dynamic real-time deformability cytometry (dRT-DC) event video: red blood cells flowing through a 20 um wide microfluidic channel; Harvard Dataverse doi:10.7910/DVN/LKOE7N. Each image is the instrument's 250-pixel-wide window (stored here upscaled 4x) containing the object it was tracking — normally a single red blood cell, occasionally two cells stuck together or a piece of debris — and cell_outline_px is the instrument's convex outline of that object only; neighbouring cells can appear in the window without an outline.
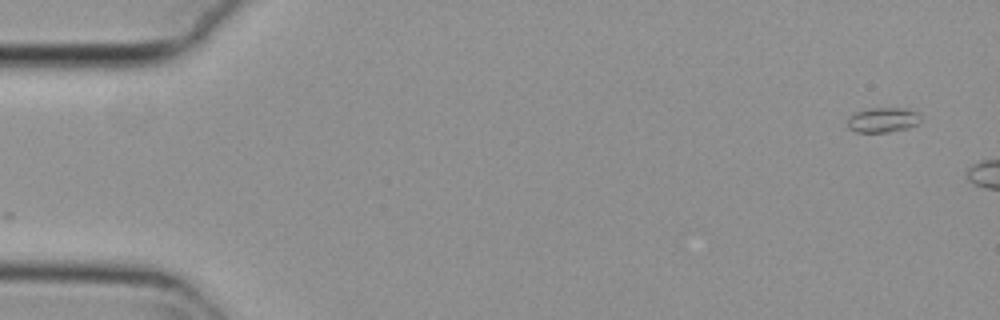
{"species": "common noctule bat (a hibernating species)", "species_latin": "Nyctalus noctula", "temperature_condition": "cold", "stored_images_in_passage": 6, "camera_frame_rate_fps": 3000, "um_per_image_px": 0.085, "animal": {"sex": "female", "body_mass_g": 29.2, "forearm_length_mm": 56.3}, "frame": {"image": 1, "passage_image": 1, "time_ms": 0.0, "image_size_px": [1000, 320], "cell_outline_px": [[920, 120], [916, 124], [908, 128], [888, 132], [856, 132], [848, 128], [848, 120], [856, 112], [868, 108], [904, 108], [920, 112]], "centroid_in_image_um": [75.07, 10.19], "position_along_channel_um": 9.9, "area_um2": 10.58}}